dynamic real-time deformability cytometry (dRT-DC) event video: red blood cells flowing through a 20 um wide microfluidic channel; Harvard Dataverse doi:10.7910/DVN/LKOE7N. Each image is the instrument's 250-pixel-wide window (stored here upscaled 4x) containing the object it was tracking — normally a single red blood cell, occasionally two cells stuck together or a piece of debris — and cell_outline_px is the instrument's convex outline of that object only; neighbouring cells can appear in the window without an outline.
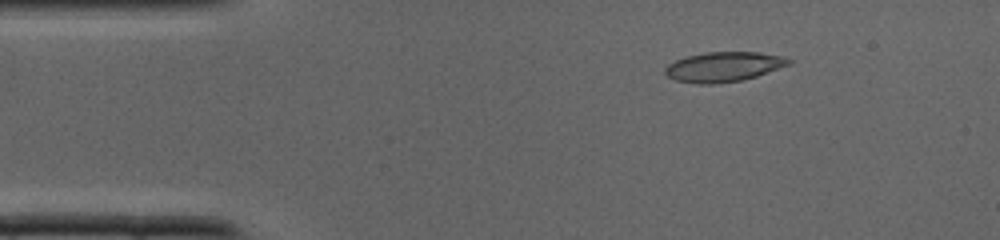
{"species": "common noctule bat (a hibernating species)", "species_latin": "Nyctalus noctula", "temperature_condition": "cold", "stored_images_in_passage": 36, "camera_frame_rate_fps": 3000, "um_per_image_px": 0.085, "animal": {"sex": "male", "body_mass_g": 19.0, "forearm_length_mm": 50.8}, "frame": {"image": 1, "passage_image": 5, "time_ms": 1.333, "image_size_px": [1000, 240], "cell_outline_px": [[792, 64], [756, 76], [740, 80], [712, 84], [696, 84], [676, 80], [668, 76], [664, 72], [664, 68], [668, 64], [676, 60], [688, 56], [704, 52], [756, 52], [780, 56], [792, 60]], "centroid_in_image_um": [61.49, 5.68], "position_along_channel_um": 23.5, "area_um2": 21.33}}
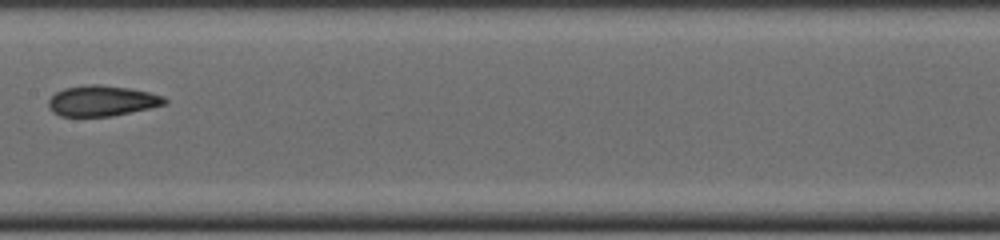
{"frame": {"image": 2, "passage_image": 18, "time_ms": 5.667, "image_size_px": [1000, 240], "cell_outline_px": [[168, 104], [152, 108], [112, 116], [60, 116], [52, 112], [48, 108], [48, 100], [56, 92], [64, 88], [88, 84], [100, 84], [128, 88], [148, 92], [164, 96], [168, 100]], "centroid_in_image_um": [8.68, 8.57], "position_along_channel_um": 198.7, "area_um2": 20.92}}
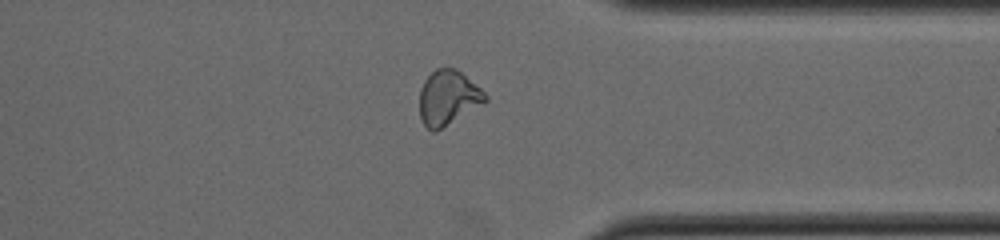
{"frame": {"image": 3, "passage_image": 28, "time_ms": 9.0, "image_size_px": [1000, 240], "cell_outline_px": [[488, 100], [484, 104], [436, 132], [432, 132], [424, 124], [420, 116], [420, 88], [424, 80], [436, 68], [456, 68], [480, 88], [488, 96]], "centroid_in_image_um": [38.09, 8.32], "position_along_channel_um": 373.3, "area_um2": 21.04}}